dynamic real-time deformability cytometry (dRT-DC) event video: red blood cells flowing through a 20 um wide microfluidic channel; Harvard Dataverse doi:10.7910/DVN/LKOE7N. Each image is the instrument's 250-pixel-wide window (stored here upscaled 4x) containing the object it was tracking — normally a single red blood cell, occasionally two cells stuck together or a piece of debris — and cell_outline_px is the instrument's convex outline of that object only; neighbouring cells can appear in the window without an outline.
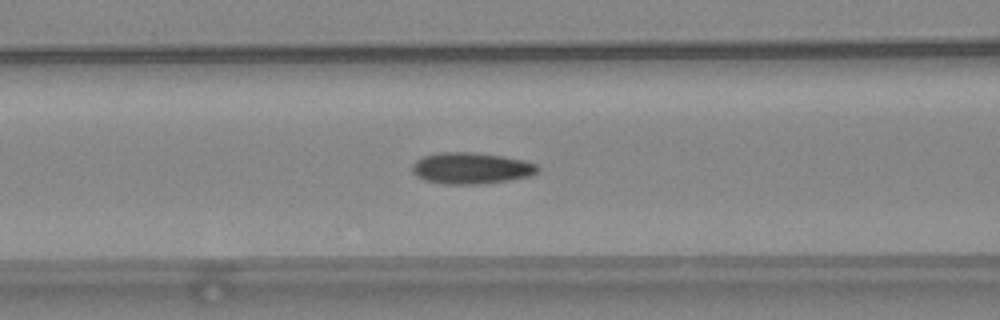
{"species": "common noctule bat (a hibernating species)", "species_latin": "Nyctalus noctula", "temperature_condition": "warm", "stored_images_in_passage": 52, "camera_frame_rate_fps": 3000, "um_per_image_px": 0.085, "animal": {"sex": "female", "body_mass_g": 24.6, "forearm_length_mm": 56.2}, "frame": {"image": 1, "passage_image": 22, "time_ms": 7.0, "image_size_px": [1000, 320], "cell_outline_px": [[540, 168], [536, 172], [528, 176], [508, 180], [476, 184], [440, 184], [424, 180], [416, 176], [412, 172], [412, 164], [416, 160], [424, 156], [440, 152], [476, 152], [524, 160], [536, 164]], "centroid_in_image_um": [40.0, 14.29], "position_along_channel_um": 126.6, "area_um2": 22.89}}
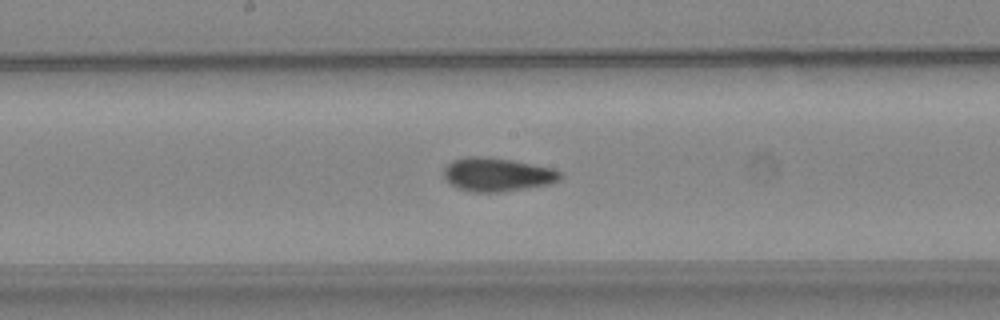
{"frame": {"image": 2, "passage_image": 28, "time_ms": 9.0, "image_size_px": [1000, 320], "cell_outline_px": [[564, 176], [560, 180], [552, 184], [528, 188], [500, 192], [472, 192], [456, 188], [444, 176], [444, 168], [452, 160], [464, 156], [484, 156], [512, 160], [552, 168], [560, 172]], "centroid_in_image_um": [42.28, 14.84], "position_along_channel_um": 205.9, "area_um2": 23.0}}
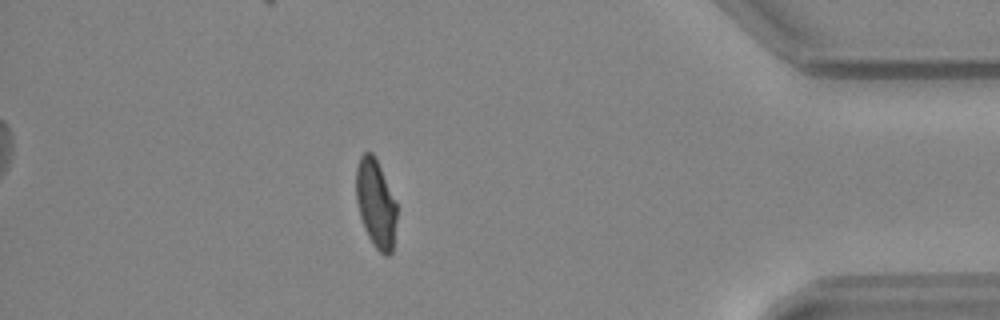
{"frame": {"image": 3, "passage_image": 46, "time_ms": 15.0, "image_size_px": [1000, 320], "cell_outline_px": [[396, 220], [392, 252], [388, 256], [384, 256], [372, 244], [364, 228], [360, 216], [356, 200], [356, 168], [360, 156], [364, 152], [372, 152], [376, 156], [396, 204]], "centroid_in_image_um": [31.93, 17.29], "position_along_channel_um": 403.3, "area_um2": 20.92}, "authors_computed_cell_mechanics": {"area_um2": 21.675, "velocity_mm_per_s": 3.9571, "shape_relaxation_time_tau1_ms": null, "shape_relaxation_time_tau2_ms": 1.5179, "deformation_change_tau1": null, "deformation_change_tau2": 0.0695}}